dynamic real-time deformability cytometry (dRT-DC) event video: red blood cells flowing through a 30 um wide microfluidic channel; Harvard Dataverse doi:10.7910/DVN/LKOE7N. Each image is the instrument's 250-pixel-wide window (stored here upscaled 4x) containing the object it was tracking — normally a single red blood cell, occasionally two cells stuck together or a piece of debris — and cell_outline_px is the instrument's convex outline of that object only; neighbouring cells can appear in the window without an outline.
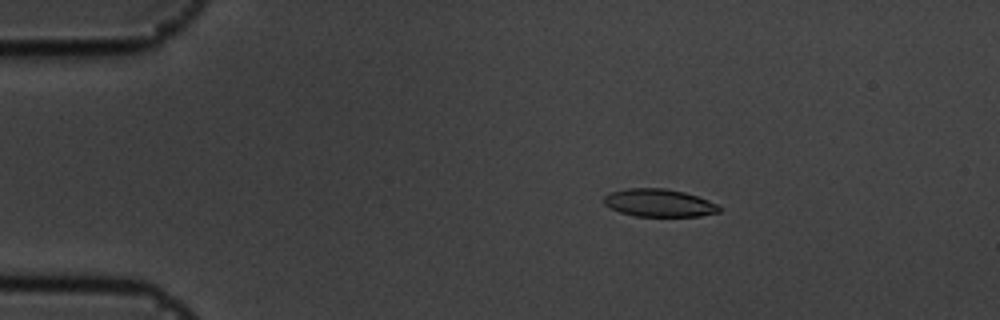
{"species": "common noctule bat (a hibernating species)", "species_latin": "Nyctalus noctula", "temperature_condition": "cold", "stored_images_in_passage": 48, "camera_frame_rate_fps": 3000, "um_per_image_px": 0.085, "animal": {"sex": "male", "body_mass_g": 19.5, "forearm_length_mm": 54.6}, "frame": {"image": 1, "passage_image": 10, "time_ms": 3.0, "image_size_px": [1000, 320], "cell_outline_px": [[720, 212], [700, 216], [636, 216], [620, 212], [604, 204], [604, 196], [608, 192], [628, 188], [664, 188], [684, 192], [708, 200], [716, 204], [720, 208]], "centroid_in_image_um": [56.0, 17.24], "position_along_channel_um": 29.0, "area_um2": 18.55}}
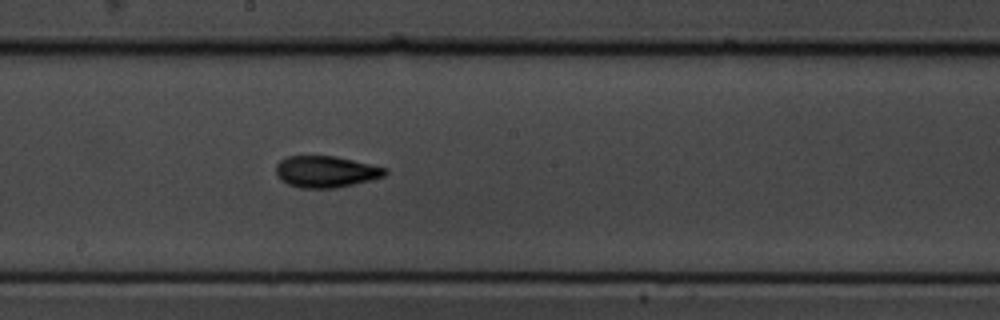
{"frame": {"image": 2, "passage_image": 31, "time_ms": 10.0, "image_size_px": [1000, 320], "cell_outline_px": [[388, 172], [384, 176], [336, 188], [300, 188], [288, 184], [280, 180], [276, 176], [276, 164], [280, 160], [288, 156], [336, 156], [388, 168]], "centroid_in_image_um": [27.67, 14.59], "position_along_channel_um": 220.5, "area_um2": 20.06}}
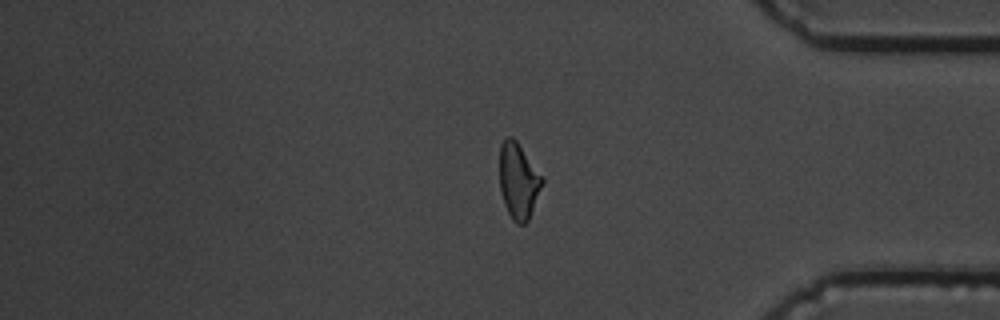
{"frame": {"image": 3, "passage_image": 47, "time_ms": 15.333, "image_size_px": [1000, 320], "cell_outline_px": [[544, 180], [528, 220], [524, 224], [516, 224], [512, 220], [504, 204], [500, 192], [500, 144], [508, 136], [512, 136], [516, 140]], "centroid_in_image_um": [44.04, 15.39], "position_along_channel_um": 391.2, "area_um2": 18.5}, "authors_computed_cell_mechanics": {"area_um2": 19.074, "velocity_mm_per_s": 3.5739, "shape_relaxation_time_tau1_ms": 3.3433, "shape_relaxation_time_tau2_ms": 3.1687, "deformation_change_tau1": 0.1323, "deformation_change_tau2": 0.1001}}